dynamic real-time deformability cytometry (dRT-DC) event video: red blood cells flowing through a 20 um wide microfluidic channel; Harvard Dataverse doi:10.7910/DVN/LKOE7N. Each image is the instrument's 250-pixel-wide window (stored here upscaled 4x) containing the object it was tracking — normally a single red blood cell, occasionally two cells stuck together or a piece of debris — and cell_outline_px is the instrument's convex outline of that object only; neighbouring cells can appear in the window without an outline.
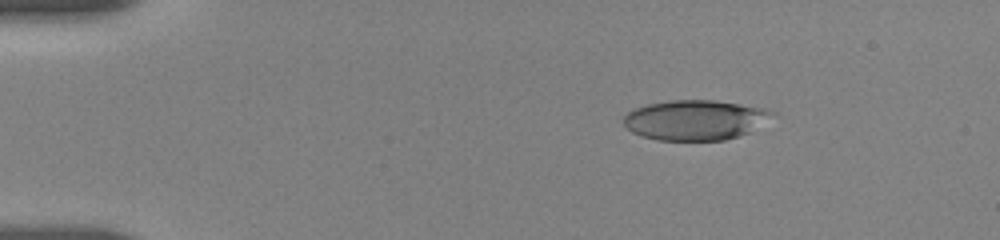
{"species": "human", "species_latin": "Homo sapiens", "temperature_condition": "room temperature", "stored_images_in_passage": 15, "camera_frame_rate_fps": 3000, "um_per_image_px": 0.085, "donor": {"sex": "female"}, "frame": {"image": 1, "passage_image": 7, "time_ms": 2.667, "image_size_px": [1000, 240], "cell_outline_px": [[776, 116], [752, 132], [740, 136], [724, 140], [660, 140], [644, 136], [632, 132], [624, 124], [624, 116], [628, 112], [636, 108], [648, 104], [668, 100], [716, 100], [764, 108], [776, 112]], "centroid_in_image_um": [59.17, 10.19], "position_along_channel_um": 25.8, "area_um2": 34.91}}
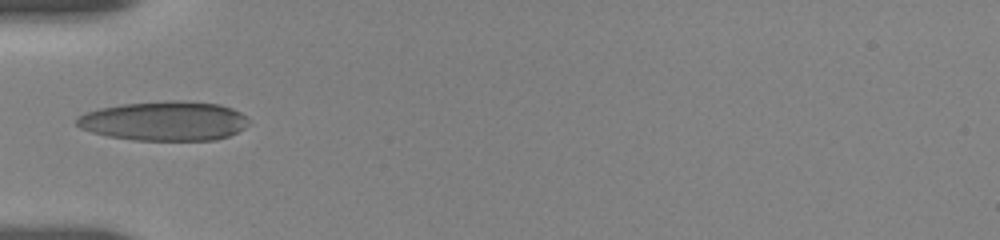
{"frame": {"image": 2, "passage_image": 13, "time_ms": 6.0, "image_size_px": [1000, 240], "cell_outline_px": [[248, 124], [244, 128], [228, 136], [216, 140], [136, 140], [108, 136], [92, 132], [80, 128], [76, 124], [76, 120], [80, 116], [88, 112], [100, 108], [124, 104], [172, 100], [176, 100], [220, 104], [232, 108], [240, 112], [248, 120]], "centroid_in_image_um": [13.99, 10.29], "position_along_channel_um": 71.0, "area_um2": 39.25}}